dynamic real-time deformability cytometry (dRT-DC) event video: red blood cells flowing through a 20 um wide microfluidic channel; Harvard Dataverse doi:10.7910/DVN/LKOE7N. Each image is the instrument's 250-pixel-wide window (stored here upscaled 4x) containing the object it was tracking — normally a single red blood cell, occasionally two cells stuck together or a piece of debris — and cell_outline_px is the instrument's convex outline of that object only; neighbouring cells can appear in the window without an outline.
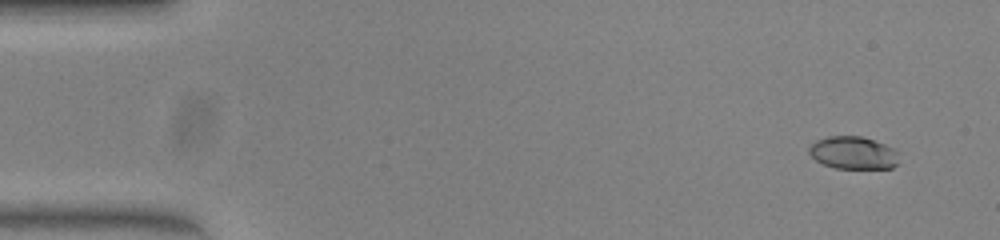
{"species": "common noctule bat (a hibernating species)", "species_latin": "Nyctalus noctula", "temperature_condition": "warm", "stored_images_in_passage": 47, "camera_frame_rate_fps": 3000, "um_per_image_px": 0.085, "animal": {"sex": "female", "body_mass_g": 23.0, "forearm_length_mm": 53.4}, "frame": {"image": 1, "passage_image": 4, "time_ms": 1.0, "image_size_px": [1000, 240], "cell_outline_px": [[896, 164], [892, 168], [836, 168], [824, 164], [816, 160], [808, 152], [808, 148], [816, 140], [828, 136], [860, 136], [884, 144], [892, 148], [896, 152]], "centroid_in_image_um": [72.47, 12.98], "position_along_channel_um": 12.5, "area_um2": 16.76}}
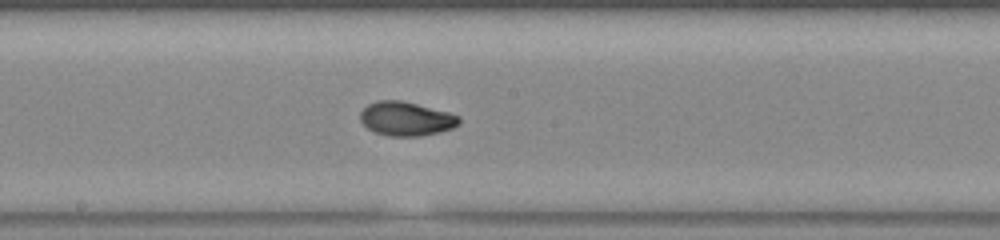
{"frame": {"image": 2, "passage_image": 28, "time_ms": 9.0, "image_size_px": [1000, 240], "cell_outline_px": [[460, 124], [452, 128], [440, 132], [420, 136], [388, 136], [376, 132], [368, 128], [360, 120], [360, 112], [368, 104], [380, 100], [400, 100], [448, 112], [460, 116]], "centroid_in_image_um": [34.53, 10.1], "position_along_channel_um": 213.7, "area_um2": 19.48}}
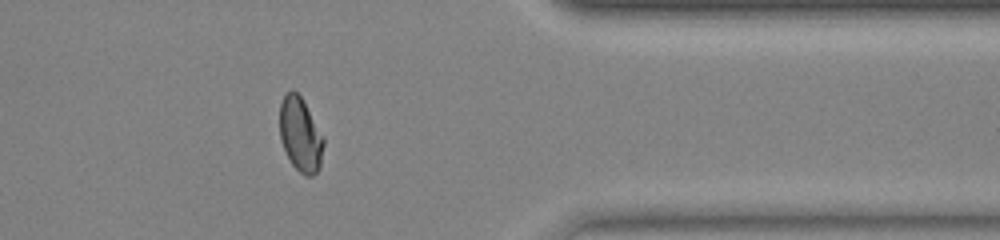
{"frame": {"image": 3, "passage_image": 42, "time_ms": 13.667, "image_size_px": [1000, 240], "cell_outline_px": [[324, 144], [320, 168], [312, 176], [304, 176], [292, 164], [280, 140], [280, 104], [284, 96], [292, 88], [304, 100], [324, 136]], "centroid_in_image_um": [25.55, 11.43], "position_along_channel_um": 385.8, "area_um2": 19.13}}